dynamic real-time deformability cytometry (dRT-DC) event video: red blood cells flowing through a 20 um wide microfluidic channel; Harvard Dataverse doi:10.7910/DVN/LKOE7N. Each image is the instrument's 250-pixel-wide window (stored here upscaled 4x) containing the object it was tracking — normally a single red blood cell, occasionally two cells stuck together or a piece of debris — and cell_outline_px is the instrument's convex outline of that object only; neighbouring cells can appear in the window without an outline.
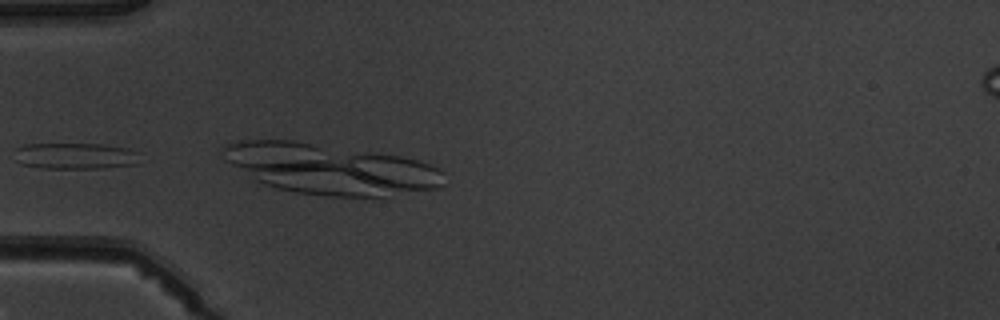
{"species": "common noctule bat (a hibernating species)", "species_latin": "Nyctalus noctula", "temperature_condition": "warm", "stored_images_in_passage": 5, "camera_frame_rate_fps": 3000, "um_per_image_px": 0.085, "animal": {"sex": "male", "body_mass_g": 19.5, "forearm_length_mm": 54.6}, "frame": {"image": 1, "passage_image": 4, "time_ms": 4.333, "image_size_px": [1000, 320], "cell_outline_px": [[136, 164], [104, 168], [40, 168], [20, 164], [16, 160], [16, 148], [24, 144], [100, 144], [128, 148], [136, 152]], "centroid_in_image_um": [6.33, 13.26], "position_along_channel_um": 78.7, "area_um2": 19.02}}